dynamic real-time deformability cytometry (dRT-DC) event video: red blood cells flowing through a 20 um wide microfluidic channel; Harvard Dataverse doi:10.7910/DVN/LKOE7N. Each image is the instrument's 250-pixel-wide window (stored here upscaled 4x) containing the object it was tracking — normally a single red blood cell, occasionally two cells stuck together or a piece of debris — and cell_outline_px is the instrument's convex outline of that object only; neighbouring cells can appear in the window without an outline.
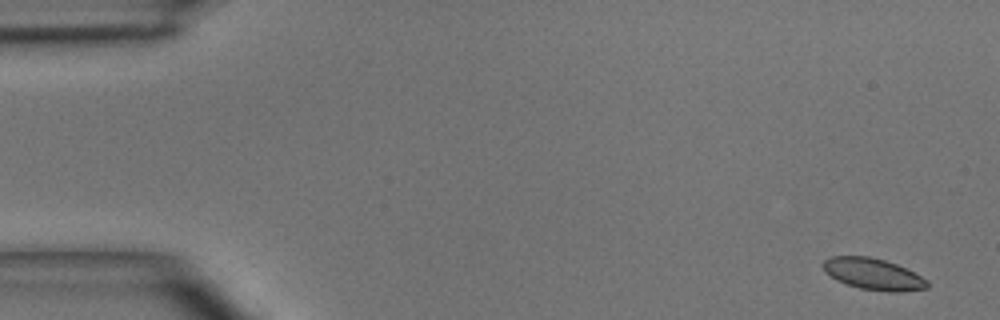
{"species": "common noctule bat (a hibernating species)", "species_latin": "Nyctalus noctula", "temperature_condition": "room temperature", "stored_images_in_passage": 8, "camera_frame_rate_fps": 3000, "um_per_image_px": 0.085, "animal": {"sex": "male", "body_mass_g": 15.6}, "frame": {"image": 1, "passage_image": 1, "time_ms": 0.0, "image_size_px": [1000, 320], "cell_outline_px": [[928, 288], [900, 292], [888, 292], [860, 288], [836, 280], [824, 272], [824, 260], [832, 256], [868, 256], [884, 260], [896, 264], [928, 280]], "centroid_in_image_um": [74.22, 23.3], "position_along_channel_um": 10.8, "area_um2": 18.9}}
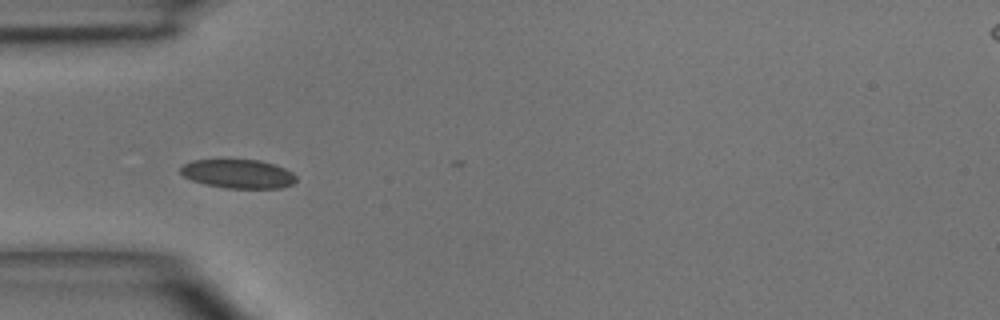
{"frame": {"image": 2, "passage_image": 4, "time_ms": 4.333, "image_size_px": [1000, 320], "cell_outline_px": [[296, 180], [292, 184], [280, 188], [224, 188], [204, 184], [192, 180], [184, 176], [180, 172], [180, 168], [184, 164], [192, 160], [260, 160], [276, 164], [292, 172], [296, 176]], "centroid_in_image_um": [20.25, 14.78], "position_along_channel_um": 64.8, "area_um2": 19.48}}
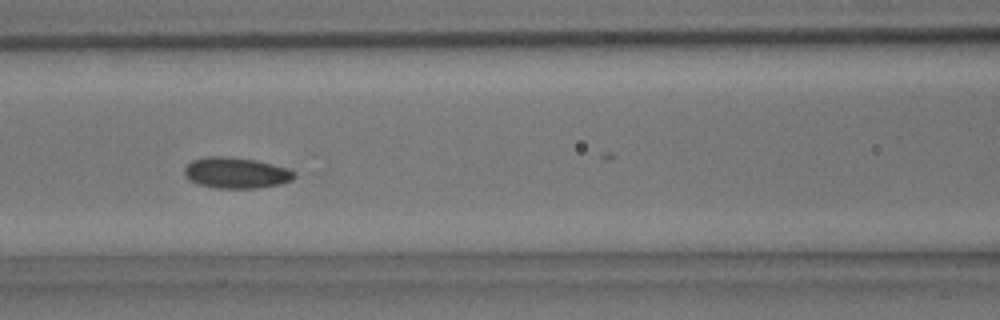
{"frame": {"image": 3, "passage_image": 6, "time_ms": 6.333, "image_size_px": [1000, 320], "cell_outline_px": [[296, 176], [292, 180], [280, 184], [256, 188], [216, 188], [200, 184], [188, 180], [184, 172], [184, 168], [192, 160], [204, 156], [220, 156], [256, 160], [288, 168], [296, 172]], "centroid_in_image_um": [20.07, 14.69], "position_along_channel_um": 146.5, "area_um2": 19.83}}